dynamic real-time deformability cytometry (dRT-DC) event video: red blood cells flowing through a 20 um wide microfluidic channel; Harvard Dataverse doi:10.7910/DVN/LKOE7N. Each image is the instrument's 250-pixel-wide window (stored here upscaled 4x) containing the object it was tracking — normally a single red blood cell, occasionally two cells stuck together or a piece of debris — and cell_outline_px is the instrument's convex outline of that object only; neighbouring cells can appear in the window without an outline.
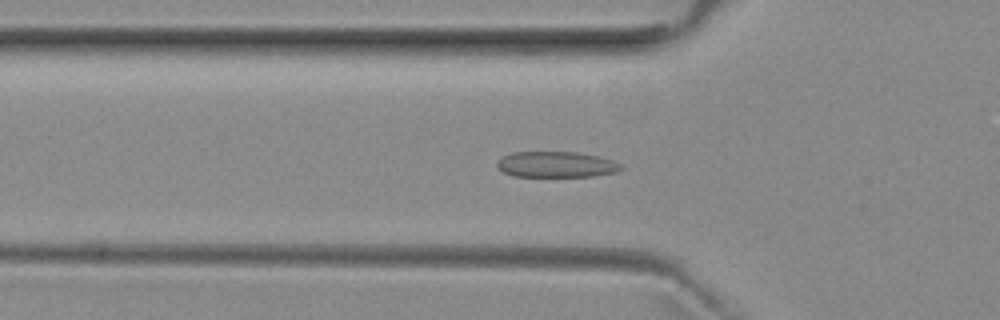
{"species": "common noctule bat (a hibernating species)", "species_latin": "Nyctalus noctula", "temperature_condition": "room temperature", "stored_images_in_passage": 37, "camera_frame_rate_fps": 3000, "um_per_image_px": 0.085, "animal": {"sex": "female", "body_mass_g": 29.2, "forearm_length_mm": 56.3}, "frame": {"image": 1, "passage_image": 2, "time_ms": 0.333, "image_size_px": [1000, 320], "cell_outline_px": [[624, 168], [616, 172], [596, 176], [512, 176], [504, 172], [496, 164], [496, 160], [500, 156], [512, 152], [576, 152], [600, 156], [612, 160], [620, 164]], "centroid_in_image_um": [47.27, 13.97], "position_along_channel_um": 78.5, "area_um2": 18.79}}
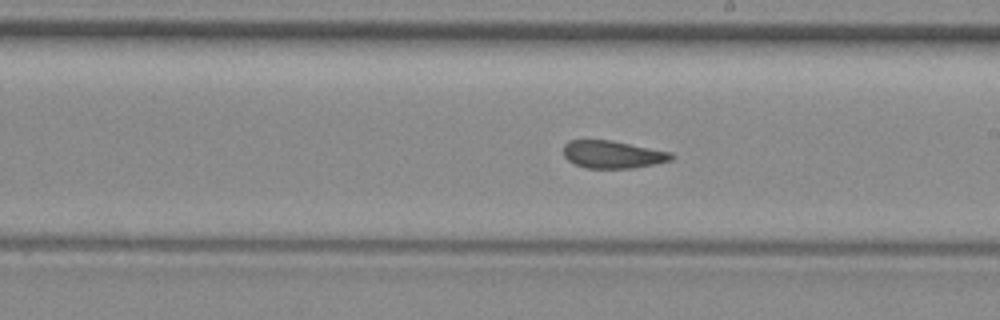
{"frame": {"image": 2, "passage_image": 14, "time_ms": 4.333, "image_size_px": [1000, 320], "cell_outline_px": [[676, 156], [672, 160], [632, 168], [584, 168], [568, 160], [564, 156], [564, 144], [568, 140], [612, 140], [672, 152]], "centroid_in_image_um": [52.09, 13.12], "position_along_channel_um": 236.9, "area_um2": 17.4}}
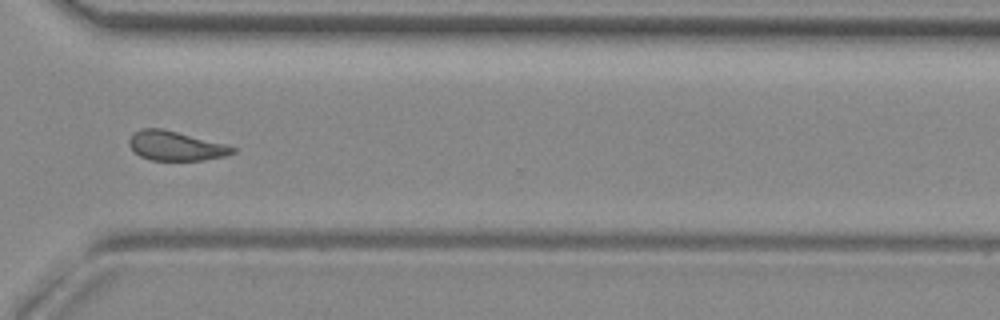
{"frame": {"image": 3, "passage_image": 23, "time_ms": 7.333, "image_size_px": [1000, 320], "cell_outline_px": [[236, 152], [224, 156], [204, 160], [152, 160], [140, 156], [128, 144], [128, 140], [132, 132], [140, 128], [160, 128], [224, 144], [236, 148]], "centroid_in_image_um": [14.89, 12.4], "position_along_channel_um": 355.7, "area_um2": 17.51}, "authors_computed_cell_mechanics": {"area_um2": 17.918, "velocity_mm_per_s": 3.9541, "shape_relaxation_time_tau1_ms": 6.982, "shape_relaxation_time_tau2_ms": 1.7311, "deformation_change_tau1": 0.1497, "deformation_change_tau2": 0.079}}